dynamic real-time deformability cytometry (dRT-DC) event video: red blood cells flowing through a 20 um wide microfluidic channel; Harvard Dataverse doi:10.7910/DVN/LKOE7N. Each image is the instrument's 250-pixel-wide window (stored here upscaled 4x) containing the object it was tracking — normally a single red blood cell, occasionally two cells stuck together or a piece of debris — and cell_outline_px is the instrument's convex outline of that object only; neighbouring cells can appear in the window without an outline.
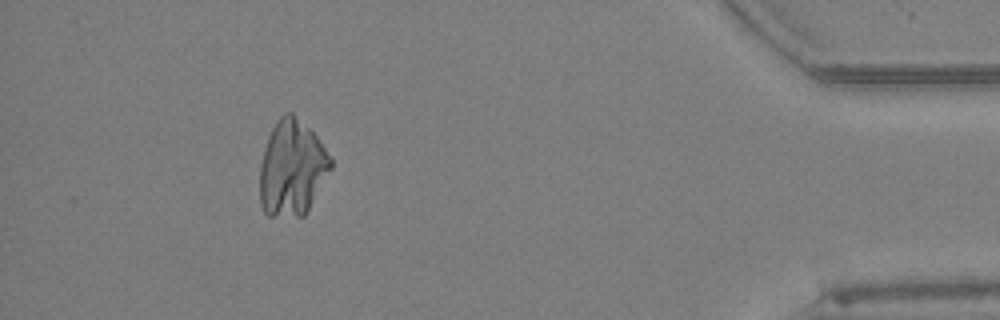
{"species": "Egyptian fruit bat (a non-hibernating species)", "species_latin": "Rousettus aegyptiacus", "temperature_condition": "warm", "stored_images_in_passage": 59, "camera_frame_rate_fps": 3000, "um_per_image_px": 0.085, "animal": {"sex": "female"}, "frame": {"image": 1, "passage_image": 54, "time_ms": 17.667, "image_size_px": [1000, 320], "cell_outline_px": [[332, 168], [304, 216], [268, 216], [264, 212], [260, 204], [260, 164], [264, 148], [268, 136], [276, 120], [284, 112], [292, 112], [316, 136], [332, 160]], "centroid_in_image_um": [24.8, 14.29], "position_along_channel_um": 410.4, "area_um2": 39.42}}